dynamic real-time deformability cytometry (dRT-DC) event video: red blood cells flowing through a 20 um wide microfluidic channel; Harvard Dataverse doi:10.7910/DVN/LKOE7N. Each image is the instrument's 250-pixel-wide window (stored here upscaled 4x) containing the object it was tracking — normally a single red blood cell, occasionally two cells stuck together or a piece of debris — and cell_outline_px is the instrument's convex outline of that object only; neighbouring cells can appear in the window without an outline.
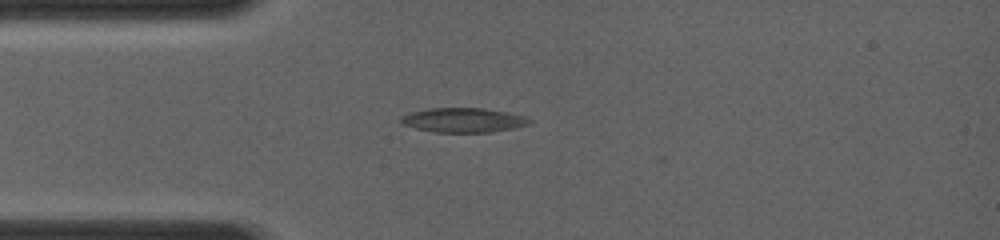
{"species": "common noctule bat (a hibernating species)", "species_latin": "Nyctalus noctula", "temperature_condition": "room temperature", "stored_images_in_passage": 3, "camera_frame_rate_fps": 4000, "um_per_image_px": 0.085, "animal": {"sex": "female", "body_mass_g": 19.0, "forearm_length_mm": 56.7}, "frame": {"image": 1, "passage_image": 1, "time_ms": 0.0, "image_size_px": [1000, 240], "cell_outline_px": [[532, 124], [516, 128], [488, 132], [436, 132], [416, 128], [400, 124], [400, 116], [408, 112], [428, 108], [484, 108], [508, 112], [524, 116], [532, 120]], "centroid_in_image_um": [39.38, 10.2], "position_along_channel_um": 45.6, "area_um2": 18.55}}